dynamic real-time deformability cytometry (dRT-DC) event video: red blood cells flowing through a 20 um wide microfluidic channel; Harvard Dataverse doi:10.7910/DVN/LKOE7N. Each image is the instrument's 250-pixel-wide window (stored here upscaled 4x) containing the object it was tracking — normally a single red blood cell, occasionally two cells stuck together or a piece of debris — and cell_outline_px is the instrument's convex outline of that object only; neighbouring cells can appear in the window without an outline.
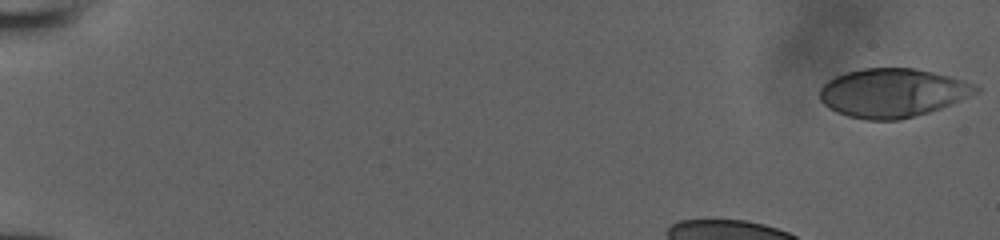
{"species": "human", "species_latin": "Homo sapiens", "temperature_condition": "room temperature", "stored_images_in_passage": 39, "camera_frame_rate_fps": 3000, "um_per_image_px": 0.085, "donor": {"sex": "male"}, "frame": {"image": 1, "passage_image": 1, "time_ms": 0.0, "image_size_px": [1000, 240], "cell_outline_px": [[980, 92], [952, 104], [928, 112], [900, 120], [864, 120], [848, 116], [836, 112], [828, 108], [820, 100], [820, 88], [828, 80], [836, 76], [848, 72], [864, 68], [912, 68], [932, 72], [964, 80], [976, 84], [980, 88]], "centroid_in_image_um": [75.88, 7.9], "position_along_channel_um": 9.1, "area_um2": 44.39}}
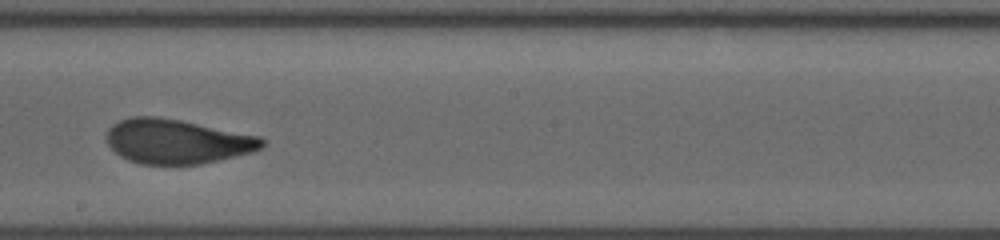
{"frame": {"image": 2, "passage_image": 26, "time_ms": 8.333, "image_size_px": [1000, 240], "cell_outline_px": [[264, 148], [252, 152], [200, 164], [140, 164], [128, 160], [120, 156], [104, 140], [104, 136], [108, 128], [112, 124], [120, 120], [132, 116], [156, 116], [180, 120], [260, 136], [264, 140]], "centroid_in_image_um": [15.0, 12.01], "position_along_channel_um": 233.2, "area_um2": 40.46}}
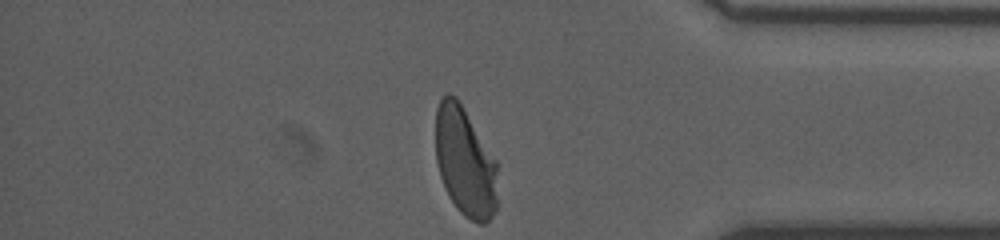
{"frame": {"image": 3, "passage_image": 39, "time_ms": 12.667, "image_size_px": [1000, 240], "cell_outline_px": [[496, 208], [492, 216], [484, 224], [480, 224], [464, 216], [456, 208], [448, 196], [440, 176], [436, 160], [436, 108], [440, 100], [448, 92], [456, 96], [496, 160]], "centroid_in_image_um": [39.51, 13.76], "position_along_channel_um": 395.7, "area_um2": 39.3}}